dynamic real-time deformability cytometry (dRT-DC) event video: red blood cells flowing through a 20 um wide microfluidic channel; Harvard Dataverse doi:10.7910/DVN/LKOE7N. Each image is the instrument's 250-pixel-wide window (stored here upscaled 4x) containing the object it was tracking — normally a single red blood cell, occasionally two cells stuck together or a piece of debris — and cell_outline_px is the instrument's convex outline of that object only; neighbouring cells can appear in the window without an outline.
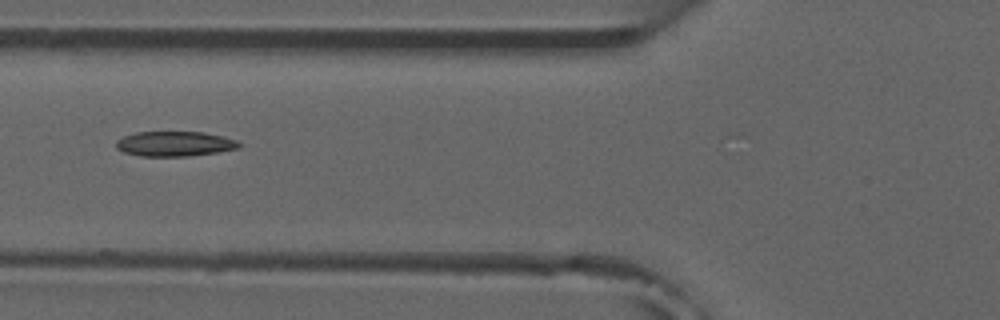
{"species": "common noctule bat (a hibernating species)", "species_latin": "Nyctalus noctula", "temperature_condition": "room temperature", "stored_images_in_passage": 6, "camera_frame_rate_fps": 3000, "um_per_image_px": 0.085, "animal": {"sex": "male", "forearm_length_mm": 52.5}, "frame": {"image": 1, "passage_image": 6, "time_ms": 6.0, "image_size_px": [1000, 320], "cell_outline_px": [[240, 148], [216, 152], [188, 156], [140, 156], [124, 152], [116, 148], [116, 140], [124, 136], [136, 132], [204, 132], [224, 136], [236, 140], [240, 144]], "centroid_in_image_um": [14.84, 12.22], "position_along_channel_um": 111.0, "area_um2": 17.86}}